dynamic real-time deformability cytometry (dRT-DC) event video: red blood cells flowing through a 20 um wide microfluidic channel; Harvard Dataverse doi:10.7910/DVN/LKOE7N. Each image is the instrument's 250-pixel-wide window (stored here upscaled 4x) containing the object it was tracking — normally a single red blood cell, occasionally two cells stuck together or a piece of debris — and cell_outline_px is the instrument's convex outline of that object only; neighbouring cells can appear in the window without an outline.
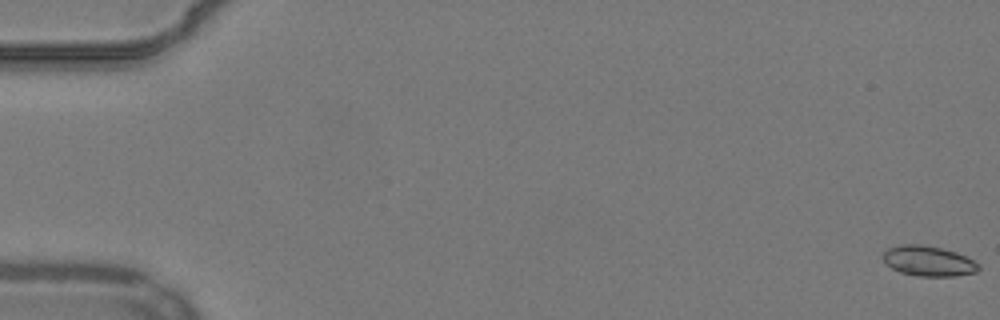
{"species": "common noctule bat (a hibernating species)", "species_latin": "Nyctalus noctula", "temperature_condition": "warm", "stored_images_in_passage": 55, "camera_frame_rate_fps": 3000, "um_per_image_px": 0.085, "animal": {"sex": "male", "body_mass_g": 19.2, "forearm_length_mm": 51.8}, "frame": {"image": 1, "passage_image": 1, "time_ms": 0.0, "image_size_px": [1000, 320], "cell_outline_px": [[980, 268], [976, 272], [956, 276], [916, 276], [900, 272], [892, 268], [880, 256], [888, 248], [900, 244], [920, 244], [940, 248], [956, 252], [980, 264]], "centroid_in_image_um": [78.9, 22.19], "position_along_channel_um": 6.1, "area_um2": 16.82}}
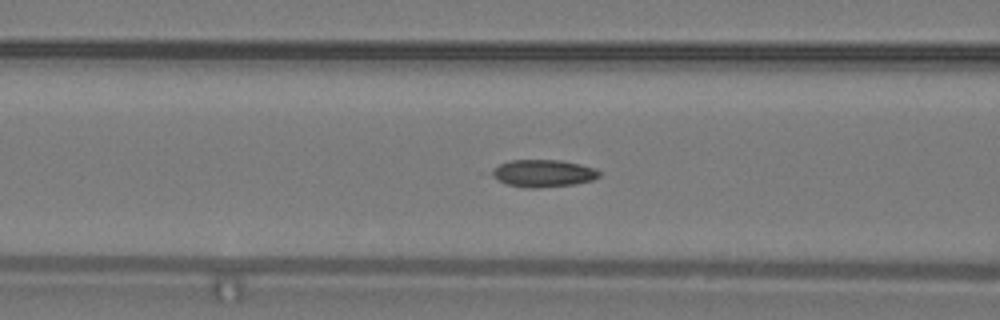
{"frame": {"image": 2, "passage_image": 23, "time_ms": 7.333, "image_size_px": [1000, 320], "cell_outline_px": [[600, 176], [592, 180], [576, 184], [536, 188], [524, 188], [504, 184], [492, 176], [492, 172], [500, 164], [512, 160], [560, 160], [580, 164], [596, 168], [600, 172]], "centroid_in_image_um": [46.19, 14.74], "position_along_channel_um": 120.4, "area_um2": 17.11}}
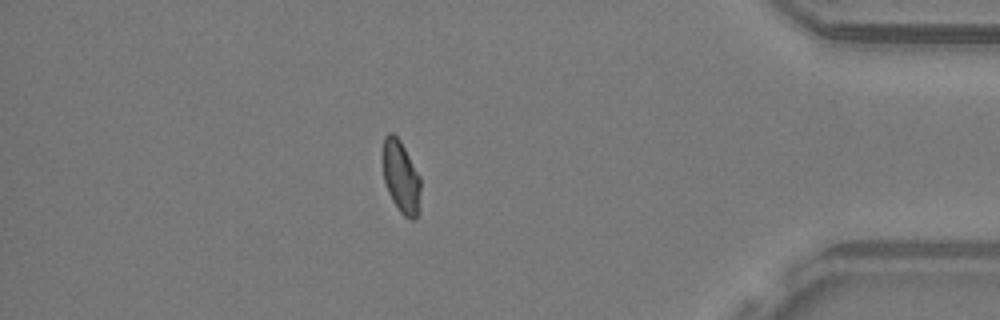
{"frame": {"image": 3, "passage_image": 48, "time_ms": 15.667, "image_size_px": [1000, 320], "cell_outline_px": [[420, 192], [416, 216], [412, 220], [404, 216], [400, 212], [392, 200], [388, 192], [384, 180], [384, 136], [388, 132], [392, 132], [400, 140], [420, 176]], "centroid_in_image_um": [34.08, 15.03], "position_along_channel_um": 401.1, "area_um2": 15.55}, "authors_computed_cell_mechanics": {"area_um2": 16.473, "velocity_mm_per_s": 3.84, "shape_relaxation_time_tau1_ms": null, "shape_relaxation_time_tau2_ms": 2.3255, "deformation_change_tau1": null, "deformation_change_tau2": 0.0669}}